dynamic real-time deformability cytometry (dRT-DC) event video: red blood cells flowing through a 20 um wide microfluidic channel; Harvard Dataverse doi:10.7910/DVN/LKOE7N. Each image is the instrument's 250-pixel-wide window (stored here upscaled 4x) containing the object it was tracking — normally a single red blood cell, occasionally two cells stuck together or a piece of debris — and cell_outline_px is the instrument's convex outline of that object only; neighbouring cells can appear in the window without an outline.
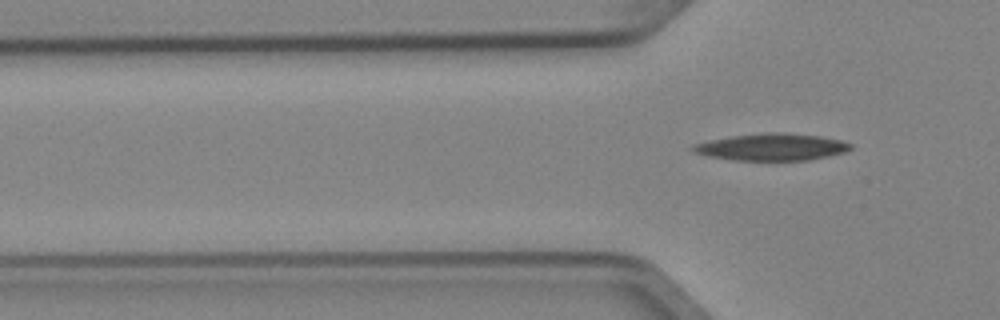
{"species": "Egyptian fruit bat (a non-hibernating species)", "species_latin": "Rousettus aegyptiacus", "temperature_condition": "cold", "stored_images_in_passage": 5, "segment_of_instrument_passage": [2, 2], "camera_frame_rate_fps": 3000, "um_per_image_px": 0.085, "animal": {"sex": "female"}, "frame": {"image": 1, "passage_image": 5, "time_ms": 1.333, "image_size_px": [1000, 320], "cell_outline_px": [[852, 148], [844, 152], [828, 156], [808, 160], [732, 160], [708, 156], [692, 152], [688, 148], [692, 144], [708, 140], [732, 136], [764, 132], [780, 132], [820, 136], [840, 140], [852, 144]], "centroid_in_image_um": [65.53, 12.49], "position_along_channel_um": 60.3, "area_um2": 24.91}}